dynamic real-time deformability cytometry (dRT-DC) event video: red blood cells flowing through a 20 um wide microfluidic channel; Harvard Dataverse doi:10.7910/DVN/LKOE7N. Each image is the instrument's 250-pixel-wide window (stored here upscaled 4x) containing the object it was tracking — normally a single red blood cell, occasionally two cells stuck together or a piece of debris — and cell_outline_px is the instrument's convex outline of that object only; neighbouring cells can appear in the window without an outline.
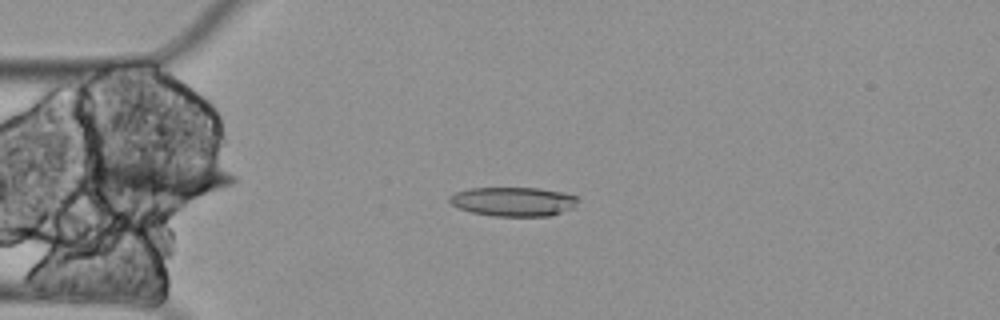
{"species": "Egyptian fruit bat (a non-hibernating species)", "species_latin": "Rousettus aegyptiacus", "temperature_condition": "cold", "stored_images_in_passage": 6, "camera_frame_rate_fps": 3000, "um_per_image_px": 0.085, "animal": {"sex": "female"}, "frame": {"image": 1, "passage_image": 3, "time_ms": 0.667, "image_size_px": [1000, 320], "cell_outline_px": [[576, 208], [548, 216], [492, 216], [472, 212], [460, 208], [452, 204], [448, 200], [448, 196], [456, 192], [468, 188], [540, 188], [564, 192], [576, 196]], "centroid_in_image_um": [43.64, 17.13], "position_along_channel_um": 41.4, "area_um2": 21.91}}
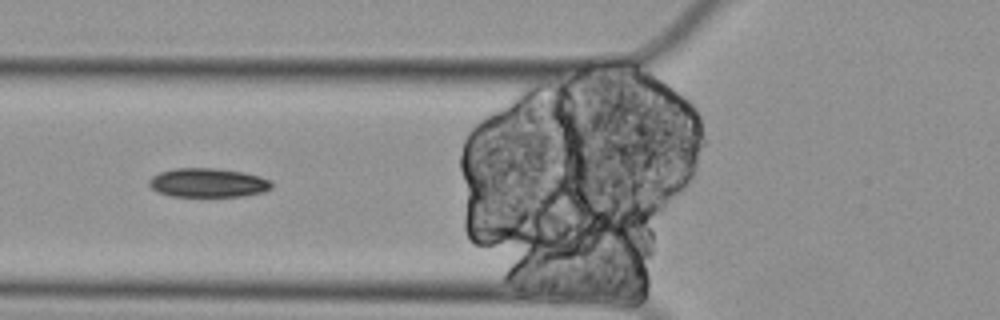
{"frame": {"image": 2, "passage_image": 5, "time_ms": 1.333, "image_size_px": [1000, 320], "cell_outline_px": [[272, 188], [264, 192], [240, 196], [172, 196], [160, 192], [152, 188], [148, 184], [148, 180], [152, 176], [160, 172], [176, 168], [216, 168], [244, 172], [260, 176], [268, 180], [272, 184]], "centroid_in_image_um": [17.68, 15.52], "position_along_channel_um": 108.1, "area_um2": 20.63}}
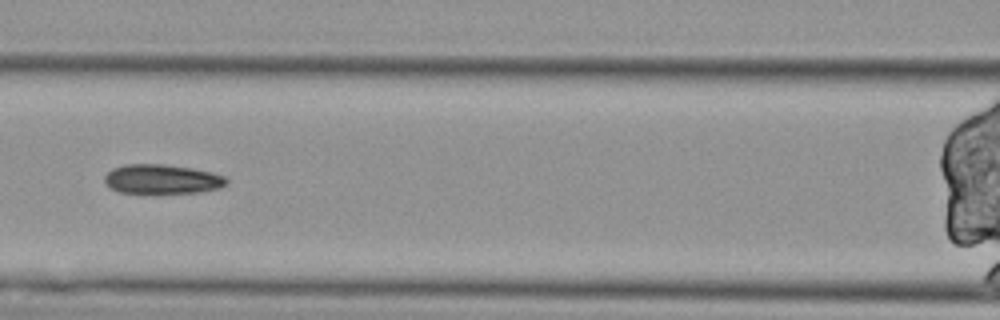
{"frame": {"image": 3, "passage_image": 6, "time_ms": 1.667, "image_size_px": [1000, 320], "cell_outline_px": [[228, 180], [220, 188], [200, 192], [120, 192], [112, 188], [104, 180], [104, 176], [112, 168], [124, 164], [164, 164], [192, 168], [212, 172], [224, 176]], "centroid_in_image_um": [13.78, 15.2], "position_along_channel_um": 152.8, "area_um2": 20.58}}